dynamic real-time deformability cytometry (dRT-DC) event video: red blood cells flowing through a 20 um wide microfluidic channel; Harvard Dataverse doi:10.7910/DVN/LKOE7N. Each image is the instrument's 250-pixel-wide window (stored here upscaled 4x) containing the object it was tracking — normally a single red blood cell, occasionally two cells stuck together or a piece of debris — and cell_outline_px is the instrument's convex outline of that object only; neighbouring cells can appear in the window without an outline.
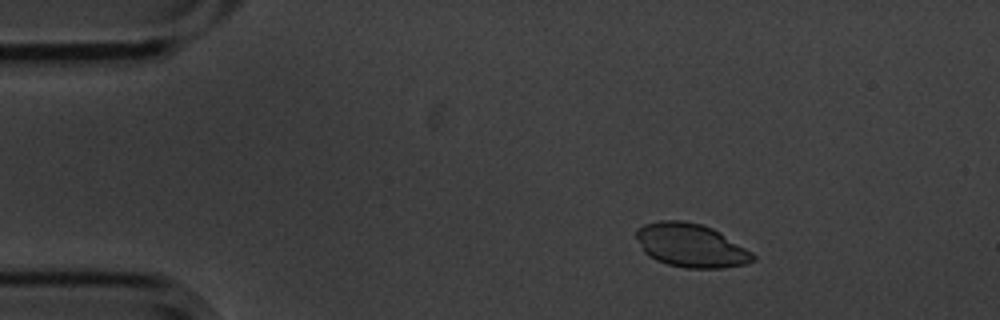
{"species": "common noctule bat (a hibernating species)", "species_latin": "Nyctalus noctula", "temperature_condition": "cold", "stored_images_in_passage": 4, "camera_frame_rate_fps": 3000, "um_per_image_px": 0.085, "animal": {"sex": "male", "body_mass_g": 20.1, "forearm_length_mm": 53.5}, "frame": {"image": 1, "passage_image": 2, "time_ms": 0.333, "image_size_px": [1000, 320], "cell_outline_px": [[756, 260], [744, 264], [724, 268], [684, 268], [668, 264], [656, 260], [648, 256], [644, 252], [636, 236], [636, 228], [644, 224], [660, 220], [680, 220], [700, 224], [712, 228], [720, 232], [752, 252], [756, 256]], "centroid_in_image_um": [58.72, 20.86], "position_along_channel_um": 26.3, "area_um2": 29.65}}